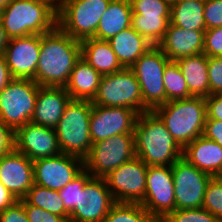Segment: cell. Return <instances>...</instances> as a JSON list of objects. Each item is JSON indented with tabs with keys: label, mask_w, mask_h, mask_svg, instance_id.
I'll return each mask as SVG.
<instances>
[{
	"label": "cell",
	"mask_w": 222,
	"mask_h": 222,
	"mask_svg": "<svg viewBox=\"0 0 222 222\" xmlns=\"http://www.w3.org/2000/svg\"><path fill=\"white\" fill-rule=\"evenodd\" d=\"M23 199L30 205L40 207L50 213L62 216L68 222L69 212L65 209L59 191L33 184V187Z\"/></svg>",
	"instance_id": "obj_30"
},
{
	"label": "cell",
	"mask_w": 222,
	"mask_h": 222,
	"mask_svg": "<svg viewBox=\"0 0 222 222\" xmlns=\"http://www.w3.org/2000/svg\"><path fill=\"white\" fill-rule=\"evenodd\" d=\"M0 182L17 199H23L34 184L33 161L13 149L0 157Z\"/></svg>",
	"instance_id": "obj_20"
},
{
	"label": "cell",
	"mask_w": 222,
	"mask_h": 222,
	"mask_svg": "<svg viewBox=\"0 0 222 222\" xmlns=\"http://www.w3.org/2000/svg\"><path fill=\"white\" fill-rule=\"evenodd\" d=\"M130 0H111L102 15L94 39L108 41L131 26Z\"/></svg>",
	"instance_id": "obj_27"
},
{
	"label": "cell",
	"mask_w": 222,
	"mask_h": 222,
	"mask_svg": "<svg viewBox=\"0 0 222 222\" xmlns=\"http://www.w3.org/2000/svg\"><path fill=\"white\" fill-rule=\"evenodd\" d=\"M203 53L207 57L222 56V27L205 30Z\"/></svg>",
	"instance_id": "obj_37"
},
{
	"label": "cell",
	"mask_w": 222,
	"mask_h": 222,
	"mask_svg": "<svg viewBox=\"0 0 222 222\" xmlns=\"http://www.w3.org/2000/svg\"><path fill=\"white\" fill-rule=\"evenodd\" d=\"M0 222H29L23 207V199L0 211Z\"/></svg>",
	"instance_id": "obj_40"
},
{
	"label": "cell",
	"mask_w": 222,
	"mask_h": 222,
	"mask_svg": "<svg viewBox=\"0 0 222 222\" xmlns=\"http://www.w3.org/2000/svg\"><path fill=\"white\" fill-rule=\"evenodd\" d=\"M80 58L81 41L56 26L41 34L40 55L33 80L39 86L65 87Z\"/></svg>",
	"instance_id": "obj_1"
},
{
	"label": "cell",
	"mask_w": 222,
	"mask_h": 222,
	"mask_svg": "<svg viewBox=\"0 0 222 222\" xmlns=\"http://www.w3.org/2000/svg\"><path fill=\"white\" fill-rule=\"evenodd\" d=\"M23 207L29 222H67L62 216L50 213L40 207L30 205L24 199Z\"/></svg>",
	"instance_id": "obj_39"
},
{
	"label": "cell",
	"mask_w": 222,
	"mask_h": 222,
	"mask_svg": "<svg viewBox=\"0 0 222 222\" xmlns=\"http://www.w3.org/2000/svg\"><path fill=\"white\" fill-rule=\"evenodd\" d=\"M101 78L102 75L80 58L71 71L65 89L70 94L72 100L92 101L97 93Z\"/></svg>",
	"instance_id": "obj_26"
},
{
	"label": "cell",
	"mask_w": 222,
	"mask_h": 222,
	"mask_svg": "<svg viewBox=\"0 0 222 222\" xmlns=\"http://www.w3.org/2000/svg\"><path fill=\"white\" fill-rule=\"evenodd\" d=\"M182 157L212 177L222 175V147L204 135L187 144L183 148Z\"/></svg>",
	"instance_id": "obj_23"
},
{
	"label": "cell",
	"mask_w": 222,
	"mask_h": 222,
	"mask_svg": "<svg viewBox=\"0 0 222 222\" xmlns=\"http://www.w3.org/2000/svg\"><path fill=\"white\" fill-rule=\"evenodd\" d=\"M138 113L126 107L93 105L90 114L92 143L106 140L114 135L134 134Z\"/></svg>",
	"instance_id": "obj_17"
},
{
	"label": "cell",
	"mask_w": 222,
	"mask_h": 222,
	"mask_svg": "<svg viewBox=\"0 0 222 222\" xmlns=\"http://www.w3.org/2000/svg\"><path fill=\"white\" fill-rule=\"evenodd\" d=\"M153 111L182 148L203 135L207 117L204 97L167 101Z\"/></svg>",
	"instance_id": "obj_4"
},
{
	"label": "cell",
	"mask_w": 222,
	"mask_h": 222,
	"mask_svg": "<svg viewBox=\"0 0 222 222\" xmlns=\"http://www.w3.org/2000/svg\"><path fill=\"white\" fill-rule=\"evenodd\" d=\"M171 3H175V2H183V1H191V0H170Z\"/></svg>",
	"instance_id": "obj_48"
},
{
	"label": "cell",
	"mask_w": 222,
	"mask_h": 222,
	"mask_svg": "<svg viewBox=\"0 0 222 222\" xmlns=\"http://www.w3.org/2000/svg\"><path fill=\"white\" fill-rule=\"evenodd\" d=\"M10 38L4 30L0 21V54L4 52L5 47L8 45Z\"/></svg>",
	"instance_id": "obj_46"
},
{
	"label": "cell",
	"mask_w": 222,
	"mask_h": 222,
	"mask_svg": "<svg viewBox=\"0 0 222 222\" xmlns=\"http://www.w3.org/2000/svg\"><path fill=\"white\" fill-rule=\"evenodd\" d=\"M203 135L222 147V121L206 117Z\"/></svg>",
	"instance_id": "obj_43"
},
{
	"label": "cell",
	"mask_w": 222,
	"mask_h": 222,
	"mask_svg": "<svg viewBox=\"0 0 222 222\" xmlns=\"http://www.w3.org/2000/svg\"><path fill=\"white\" fill-rule=\"evenodd\" d=\"M17 199L6 189V187L0 182V211L13 205Z\"/></svg>",
	"instance_id": "obj_45"
},
{
	"label": "cell",
	"mask_w": 222,
	"mask_h": 222,
	"mask_svg": "<svg viewBox=\"0 0 222 222\" xmlns=\"http://www.w3.org/2000/svg\"><path fill=\"white\" fill-rule=\"evenodd\" d=\"M160 222H221L216 216L204 209L189 208L174 210L166 215Z\"/></svg>",
	"instance_id": "obj_35"
},
{
	"label": "cell",
	"mask_w": 222,
	"mask_h": 222,
	"mask_svg": "<svg viewBox=\"0 0 222 222\" xmlns=\"http://www.w3.org/2000/svg\"><path fill=\"white\" fill-rule=\"evenodd\" d=\"M204 21L206 30L222 27V0H205Z\"/></svg>",
	"instance_id": "obj_38"
},
{
	"label": "cell",
	"mask_w": 222,
	"mask_h": 222,
	"mask_svg": "<svg viewBox=\"0 0 222 222\" xmlns=\"http://www.w3.org/2000/svg\"><path fill=\"white\" fill-rule=\"evenodd\" d=\"M39 87L32 79L13 78L0 92V120L13 131L31 121Z\"/></svg>",
	"instance_id": "obj_8"
},
{
	"label": "cell",
	"mask_w": 222,
	"mask_h": 222,
	"mask_svg": "<svg viewBox=\"0 0 222 222\" xmlns=\"http://www.w3.org/2000/svg\"><path fill=\"white\" fill-rule=\"evenodd\" d=\"M84 169V160L64 153L33 161L34 184L59 191Z\"/></svg>",
	"instance_id": "obj_16"
},
{
	"label": "cell",
	"mask_w": 222,
	"mask_h": 222,
	"mask_svg": "<svg viewBox=\"0 0 222 222\" xmlns=\"http://www.w3.org/2000/svg\"><path fill=\"white\" fill-rule=\"evenodd\" d=\"M115 203L106 180L91 177L79 190L78 204L69 213L68 222H101Z\"/></svg>",
	"instance_id": "obj_15"
},
{
	"label": "cell",
	"mask_w": 222,
	"mask_h": 222,
	"mask_svg": "<svg viewBox=\"0 0 222 222\" xmlns=\"http://www.w3.org/2000/svg\"><path fill=\"white\" fill-rule=\"evenodd\" d=\"M81 58L100 75L112 74L124 68L108 41L94 38L81 41Z\"/></svg>",
	"instance_id": "obj_24"
},
{
	"label": "cell",
	"mask_w": 222,
	"mask_h": 222,
	"mask_svg": "<svg viewBox=\"0 0 222 222\" xmlns=\"http://www.w3.org/2000/svg\"><path fill=\"white\" fill-rule=\"evenodd\" d=\"M112 50L124 68L131 66L153 45L131 26L108 40Z\"/></svg>",
	"instance_id": "obj_25"
},
{
	"label": "cell",
	"mask_w": 222,
	"mask_h": 222,
	"mask_svg": "<svg viewBox=\"0 0 222 222\" xmlns=\"http://www.w3.org/2000/svg\"><path fill=\"white\" fill-rule=\"evenodd\" d=\"M101 222H157L141 204L115 203Z\"/></svg>",
	"instance_id": "obj_32"
},
{
	"label": "cell",
	"mask_w": 222,
	"mask_h": 222,
	"mask_svg": "<svg viewBox=\"0 0 222 222\" xmlns=\"http://www.w3.org/2000/svg\"><path fill=\"white\" fill-rule=\"evenodd\" d=\"M92 176L84 168L72 181L64 188L59 190L61 199L63 200L65 209L70 213L78 204L79 190L84 189L85 183Z\"/></svg>",
	"instance_id": "obj_34"
},
{
	"label": "cell",
	"mask_w": 222,
	"mask_h": 222,
	"mask_svg": "<svg viewBox=\"0 0 222 222\" xmlns=\"http://www.w3.org/2000/svg\"><path fill=\"white\" fill-rule=\"evenodd\" d=\"M135 157L134 134L114 135L93 143L84 168L92 177L105 178L111 171Z\"/></svg>",
	"instance_id": "obj_10"
},
{
	"label": "cell",
	"mask_w": 222,
	"mask_h": 222,
	"mask_svg": "<svg viewBox=\"0 0 222 222\" xmlns=\"http://www.w3.org/2000/svg\"><path fill=\"white\" fill-rule=\"evenodd\" d=\"M41 35L11 38L3 52L12 78L34 79L40 55Z\"/></svg>",
	"instance_id": "obj_19"
},
{
	"label": "cell",
	"mask_w": 222,
	"mask_h": 222,
	"mask_svg": "<svg viewBox=\"0 0 222 222\" xmlns=\"http://www.w3.org/2000/svg\"><path fill=\"white\" fill-rule=\"evenodd\" d=\"M147 168L148 166L135 156L104 178L116 203L141 204L143 202Z\"/></svg>",
	"instance_id": "obj_11"
},
{
	"label": "cell",
	"mask_w": 222,
	"mask_h": 222,
	"mask_svg": "<svg viewBox=\"0 0 222 222\" xmlns=\"http://www.w3.org/2000/svg\"><path fill=\"white\" fill-rule=\"evenodd\" d=\"M57 5L58 0H11L0 21L10 39L45 34L57 26Z\"/></svg>",
	"instance_id": "obj_3"
},
{
	"label": "cell",
	"mask_w": 222,
	"mask_h": 222,
	"mask_svg": "<svg viewBox=\"0 0 222 222\" xmlns=\"http://www.w3.org/2000/svg\"><path fill=\"white\" fill-rule=\"evenodd\" d=\"M141 205L157 222L175 210L171 166H148L146 191Z\"/></svg>",
	"instance_id": "obj_14"
},
{
	"label": "cell",
	"mask_w": 222,
	"mask_h": 222,
	"mask_svg": "<svg viewBox=\"0 0 222 222\" xmlns=\"http://www.w3.org/2000/svg\"><path fill=\"white\" fill-rule=\"evenodd\" d=\"M9 68L6 63V59L3 53L0 54V92L7 86L12 80Z\"/></svg>",
	"instance_id": "obj_44"
},
{
	"label": "cell",
	"mask_w": 222,
	"mask_h": 222,
	"mask_svg": "<svg viewBox=\"0 0 222 222\" xmlns=\"http://www.w3.org/2000/svg\"><path fill=\"white\" fill-rule=\"evenodd\" d=\"M205 0L171 3L170 23L186 30H206Z\"/></svg>",
	"instance_id": "obj_29"
},
{
	"label": "cell",
	"mask_w": 222,
	"mask_h": 222,
	"mask_svg": "<svg viewBox=\"0 0 222 222\" xmlns=\"http://www.w3.org/2000/svg\"><path fill=\"white\" fill-rule=\"evenodd\" d=\"M189 93L193 97L209 96L208 57L204 53L182 57L176 60Z\"/></svg>",
	"instance_id": "obj_28"
},
{
	"label": "cell",
	"mask_w": 222,
	"mask_h": 222,
	"mask_svg": "<svg viewBox=\"0 0 222 222\" xmlns=\"http://www.w3.org/2000/svg\"><path fill=\"white\" fill-rule=\"evenodd\" d=\"M209 95L222 93V56L208 57Z\"/></svg>",
	"instance_id": "obj_36"
},
{
	"label": "cell",
	"mask_w": 222,
	"mask_h": 222,
	"mask_svg": "<svg viewBox=\"0 0 222 222\" xmlns=\"http://www.w3.org/2000/svg\"><path fill=\"white\" fill-rule=\"evenodd\" d=\"M165 87V103L167 101L188 99L193 97L188 90L187 82L176 63L169 61L163 73Z\"/></svg>",
	"instance_id": "obj_31"
},
{
	"label": "cell",
	"mask_w": 222,
	"mask_h": 222,
	"mask_svg": "<svg viewBox=\"0 0 222 222\" xmlns=\"http://www.w3.org/2000/svg\"><path fill=\"white\" fill-rule=\"evenodd\" d=\"M71 100L65 87L40 86L31 122L55 128Z\"/></svg>",
	"instance_id": "obj_21"
},
{
	"label": "cell",
	"mask_w": 222,
	"mask_h": 222,
	"mask_svg": "<svg viewBox=\"0 0 222 222\" xmlns=\"http://www.w3.org/2000/svg\"><path fill=\"white\" fill-rule=\"evenodd\" d=\"M14 149V131L0 120V157Z\"/></svg>",
	"instance_id": "obj_42"
},
{
	"label": "cell",
	"mask_w": 222,
	"mask_h": 222,
	"mask_svg": "<svg viewBox=\"0 0 222 222\" xmlns=\"http://www.w3.org/2000/svg\"><path fill=\"white\" fill-rule=\"evenodd\" d=\"M205 101L207 118L222 121V93L209 95Z\"/></svg>",
	"instance_id": "obj_41"
},
{
	"label": "cell",
	"mask_w": 222,
	"mask_h": 222,
	"mask_svg": "<svg viewBox=\"0 0 222 222\" xmlns=\"http://www.w3.org/2000/svg\"><path fill=\"white\" fill-rule=\"evenodd\" d=\"M175 191V210L202 207L211 175L190 164L183 157L171 165Z\"/></svg>",
	"instance_id": "obj_13"
},
{
	"label": "cell",
	"mask_w": 222,
	"mask_h": 222,
	"mask_svg": "<svg viewBox=\"0 0 222 222\" xmlns=\"http://www.w3.org/2000/svg\"><path fill=\"white\" fill-rule=\"evenodd\" d=\"M135 156L147 166H171L182 157L183 148L154 111L138 115L134 128Z\"/></svg>",
	"instance_id": "obj_2"
},
{
	"label": "cell",
	"mask_w": 222,
	"mask_h": 222,
	"mask_svg": "<svg viewBox=\"0 0 222 222\" xmlns=\"http://www.w3.org/2000/svg\"><path fill=\"white\" fill-rule=\"evenodd\" d=\"M202 207L222 222V178L212 177L205 190Z\"/></svg>",
	"instance_id": "obj_33"
},
{
	"label": "cell",
	"mask_w": 222,
	"mask_h": 222,
	"mask_svg": "<svg viewBox=\"0 0 222 222\" xmlns=\"http://www.w3.org/2000/svg\"><path fill=\"white\" fill-rule=\"evenodd\" d=\"M131 27L153 46L163 39L170 23V0H130Z\"/></svg>",
	"instance_id": "obj_12"
},
{
	"label": "cell",
	"mask_w": 222,
	"mask_h": 222,
	"mask_svg": "<svg viewBox=\"0 0 222 222\" xmlns=\"http://www.w3.org/2000/svg\"><path fill=\"white\" fill-rule=\"evenodd\" d=\"M205 30H186L169 23L157 45L170 61L203 53Z\"/></svg>",
	"instance_id": "obj_22"
},
{
	"label": "cell",
	"mask_w": 222,
	"mask_h": 222,
	"mask_svg": "<svg viewBox=\"0 0 222 222\" xmlns=\"http://www.w3.org/2000/svg\"><path fill=\"white\" fill-rule=\"evenodd\" d=\"M10 1L11 0H0V9L2 10L4 7H6Z\"/></svg>",
	"instance_id": "obj_47"
},
{
	"label": "cell",
	"mask_w": 222,
	"mask_h": 222,
	"mask_svg": "<svg viewBox=\"0 0 222 222\" xmlns=\"http://www.w3.org/2000/svg\"><path fill=\"white\" fill-rule=\"evenodd\" d=\"M169 61L158 46H153L131 66L140 84L143 105L149 111L165 104L163 73Z\"/></svg>",
	"instance_id": "obj_9"
},
{
	"label": "cell",
	"mask_w": 222,
	"mask_h": 222,
	"mask_svg": "<svg viewBox=\"0 0 222 222\" xmlns=\"http://www.w3.org/2000/svg\"><path fill=\"white\" fill-rule=\"evenodd\" d=\"M111 0H58L57 26L72 38H94Z\"/></svg>",
	"instance_id": "obj_6"
},
{
	"label": "cell",
	"mask_w": 222,
	"mask_h": 222,
	"mask_svg": "<svg viewBox=\"0 0 222 222\" xmlns=\"http://www.w3.org/2000/svg\"><path fill=\"white\" fill-rule=\"evenodd\" d=\"M104 107H126L138 114L149 111L143 105L140 84L131 68L102 75L97 93L91 101Z\"/></svg>",
	"instance_id": "obj_7"
},
{
	"label": "cell",
	"mask_w": 222,
	"mask_h": 222,
	"mask_svg": "<svg viewBox=\"0 0 222 222\" xmlns=\"http://www.w3.org/2000/svg\"><path fill=\"white\" fill-rule=\"evenodd\" d=\"M14 149L34 161L61 152L55 128L27 122L14 131Z\"/></svg>",
	"instance_id": "obj_18"
},
{
	"label": "cell",
	"mask_w": 222,
	"mask_h": 222,
	"mask_svg": "<svg viewBox=\"0 0 222 222\" xmlns=\"http://www.w3.org/2000/svg\"><path fill=\"white\" fill-rule=\"evenodd\" d=\"M92 103L88 100H71L55 127L62 153L85 159L91 149L90 114Z\"/></svg>",
	"instance_id": "obj_5"
}]
</instances>
